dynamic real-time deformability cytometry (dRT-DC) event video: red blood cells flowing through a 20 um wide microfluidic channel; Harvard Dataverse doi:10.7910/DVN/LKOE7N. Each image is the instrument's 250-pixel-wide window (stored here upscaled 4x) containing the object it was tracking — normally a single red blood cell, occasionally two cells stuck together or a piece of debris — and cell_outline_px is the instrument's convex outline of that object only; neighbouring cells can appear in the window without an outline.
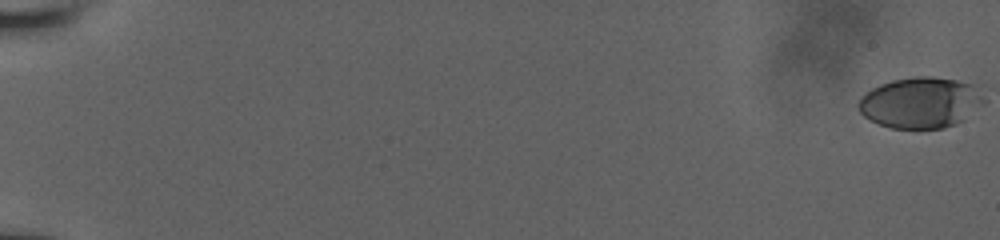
{"species": "human", "species_latin": "Homo sapiens", "temperature_condition": "room temperature", "stored_images_in_passage": 50, "camera_frame_rate_fps": 3000, "um_per_image_px": 0.085, "donor": {"sex": "male"}, "frame": {"image": 1, "passage_image": 1, "time_ms": 0.0, "image_size_px": [1000, 240], "cell_outline_px": [[972, 88], [964, 120], [956, 124], [944, 128], [892, 128], [880, 124], [864, 116], [860, 112], [856, 104], [860, 96], [872, 88], [880, 84], [892, 80], [916, 76], [932, 76], [956, 80], [972, 84]], "centroid_in_image_um": [77.93, 8.72], "position_along_channel_um": 7.1, "area_um2": 35.03}}
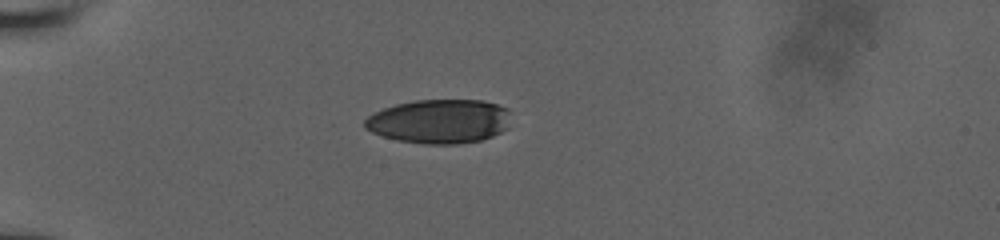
{"frame": {"image": 2, "passage_image": 29, "time_ms": 6.0, "image_size_px": [1000, 240], "cell_outline_px": [[508, 128], [492, 136], [480, 140], [460, 144], [424, 144], [396, 140], [372, 132], [364, 128], [364, 120], [372, 112], [396, 104], [416, 100], [484, 100], [508, 108]], "centroid_in_image_um": [37.33, 10.31], "position_along_channel_um": 47.7, "area_um2": 37.69}}
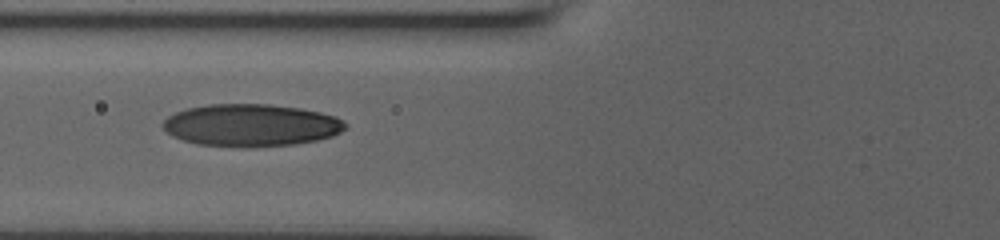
{"frame": {"image": 3, "passage_image": 49, "time_ms": 8.333, "image_size_px": [1000, 240], "cell_outline_px": [[348, 128], [332, 136], [316, 140], [296, 144], [240, 148], [196, 144], [172, 136], [164, 128], [164, 120], [168, 116], [176, 112], [188, 108], [208, 104], [272, 104], [300, 108], [320, 112], [336, 116], [348, 124]], "centroid_in_image_um": [21.37, 10.65], "position_along_channel_um": 104.4, "area_um2": 45.26}}